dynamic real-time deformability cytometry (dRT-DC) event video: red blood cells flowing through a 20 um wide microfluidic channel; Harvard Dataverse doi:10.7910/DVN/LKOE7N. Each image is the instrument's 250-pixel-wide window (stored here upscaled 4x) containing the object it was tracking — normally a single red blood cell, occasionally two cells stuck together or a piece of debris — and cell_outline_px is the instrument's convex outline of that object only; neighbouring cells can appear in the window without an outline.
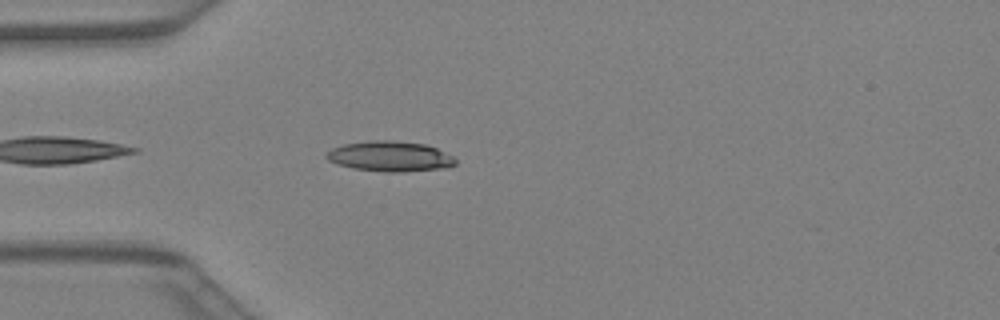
{"species": "Egyptian fruit bat (a non-hibernating species)", "species_latin": "Rousettus aegyptiacus", "temperature_condition": "warm", "stored_images_in_passage": 10, "camera_frame_rate_fps": 3000, "um_per_image_px": 0.085, "animal": {"sex": "female"}, "frame": {"image": 1, "passage_image": 2, "time_ms": 0.333, "image_size_px": [1000, 320], "cell_outline_px": [[456, 164], [448, 168], [400, 172], [384, 172], [352, 168], [336, 164], [328, 160], [324, 156], [332, 148], [344, 144], [372, 140], [388, 140], [424, 144], [436, 148], [452, 156], [456, 160]], "centroid_in_image_um": [33.14, 13.3], "position_along_channel_um": 51.9, "area_um2": 22.77}}